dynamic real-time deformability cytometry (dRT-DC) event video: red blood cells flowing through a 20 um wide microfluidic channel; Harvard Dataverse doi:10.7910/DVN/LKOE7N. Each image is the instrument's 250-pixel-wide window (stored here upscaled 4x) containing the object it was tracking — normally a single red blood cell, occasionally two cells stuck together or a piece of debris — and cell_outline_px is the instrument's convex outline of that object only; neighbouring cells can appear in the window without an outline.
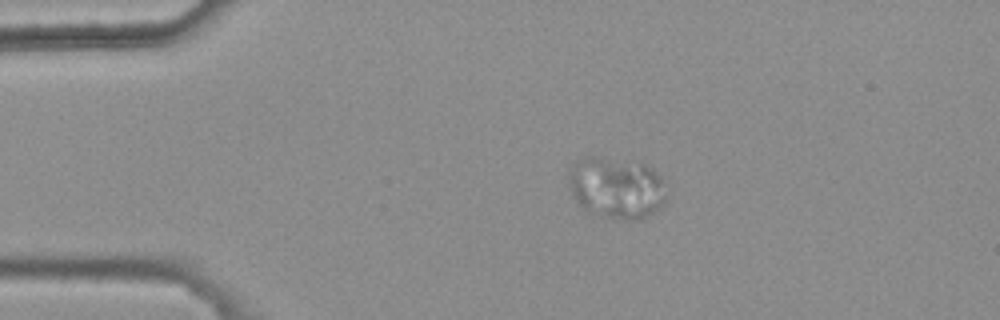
{"species": "common noctule bat (a hibernating species)", "species_latin": "Nyctalus noctula", "temperature_condition": "warm", "stored_images_in_passage": 5, "camera_frame_rate_fps": 3000, "um_per_image_px": 0.085, "animal": {"sex": "female", "body_mass_g": 25.1}, "frame": {"image": 1, "passage_image": 3, "time_ms": 0.667, "image_size_px": [1000, 320], "cell_outline_px": [[668, 200], [660, 208], [644, 220], [624, 220], [604, 216], [588, 212], [580, 208], [568, 184], [568, 176], [572, 164], [576, 160], [584, 156], [596, 156], [644, 164], [660, 176]], "centroid_in_image_um": [52.38, 15.98], "position_along_channel_um": 32.6, "area_um2": 35.43}}
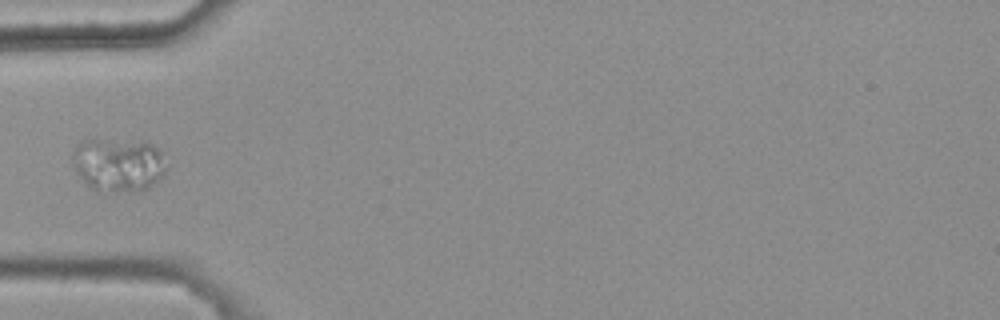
{"frame": {"image": 2, "passage_image": 5, "time_ms": 1.333, "image_size_px": [1000, 320], "cell_outline_px": [[164, 172], [148, 188], [136, 192], [96, 192], [84, 180], [72, 164], [72, 156], [76, 144], [80, 140], [92, 136], [96, 136], [144, 140], [152, 144], [160, 152], [164, 168]], "centroid_in_image_um": [9.98, 13.92], "position_along_channel_um": 75.0, "area_um2": 30.23}}